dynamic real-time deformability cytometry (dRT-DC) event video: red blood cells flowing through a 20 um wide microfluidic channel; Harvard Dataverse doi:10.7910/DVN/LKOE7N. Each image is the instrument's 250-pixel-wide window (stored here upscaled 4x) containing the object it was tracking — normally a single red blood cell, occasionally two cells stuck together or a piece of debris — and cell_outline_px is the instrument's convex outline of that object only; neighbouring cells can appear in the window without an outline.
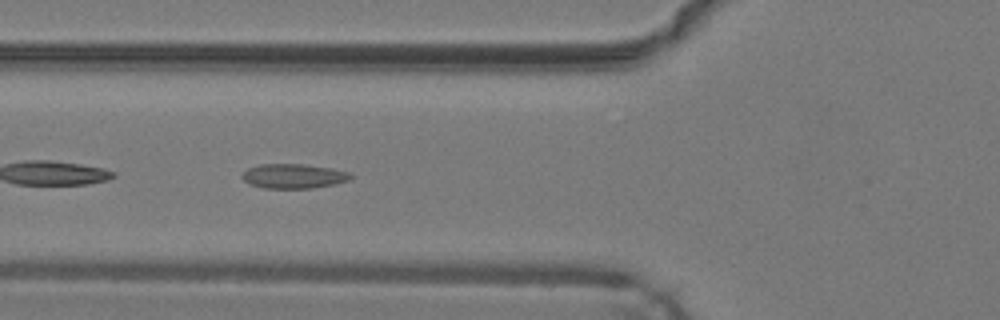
{"species": "common noctule bat (a hibernating species)", "species_latin": "Nyctalus noctula", "temperature_condition": "warm", "stored_images_in_passage": 36, "camera_frame_rate_fps": 3000, "um_per_image_px": 0.085, "animal": {"sex": "male", "body_mass_g": 19.2, "forearm_length_mm": 51.8}, "frame": {"image": 1, "passage_image": 6, "time_ms": 1.667, "image_size_px": [1000, 320], "cell_outline_px": [[352, 176], [348, 180], [336, 184], [312, 188], [264, 188], [252, 184], [244, 180], [240, 176], [248, 168], [260, 164], [304, 164], [332, 168], [348, 172]], "centroid_in_image_um": [24.95, 14.96], "position_along_channel_um": 100.8, "area_um2": 15.43}}
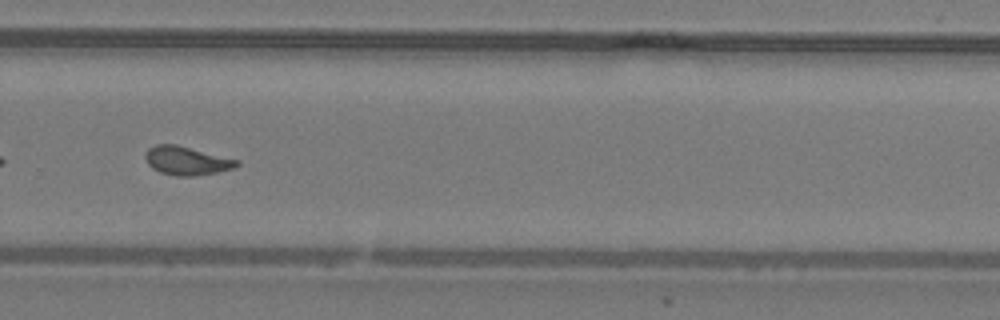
{"frame": {"image": 2, "passage_image": 21, "time_ms": 6.667, "image_size_px": [1000, 320], "cell_outline_px": [[240, 164], [232, 168], [216, 172], [192, 176], [176, 176], [160, 172], [152, 168], [148, 164], [144, 156], [148, 148], [156, 144], [176, 144], [240, 160]], "centroid_in_image_um": [15.85, 13.65], "position_along_channel_um": 314.0, "area_um2": 15.2}}
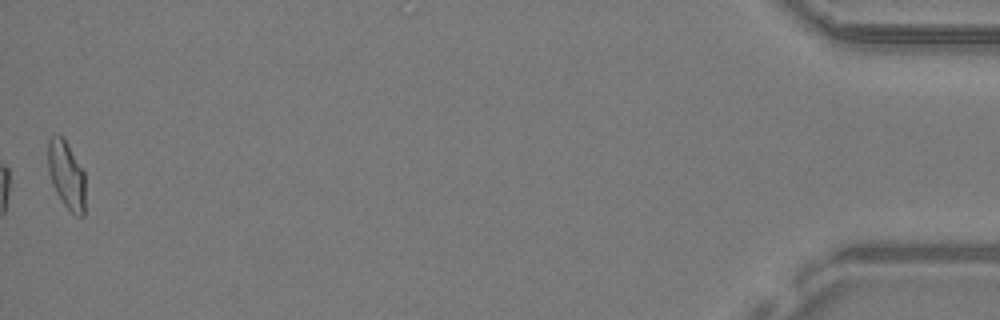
{"frame": {"image": 3, "passage_image": 36, "time_ms": 11.667, "image_size_px": [1000, 320], "cell_outline_px": [[84, 216], [76, 216], [64, 204], [56, 192], [52, 184], [48, 172], [48, 140], [52, 136], [64, 136], [84, 172]], "centroid_in_image_um": [5.64, 14.85], "position_along_channel_um": 429.6, "area_um2": 14.68}, "authors_computed_cell_mechanics": {"area_um2": 14.7968, "velocity_mm_per_s": 4.2692, "shape_relaxation_time_tau1_ms": null, "shape_relaxation_time_tau2_ms": 1.3763, "deformation_change_tau1": null, "deformation_change_tau2": 0.0635}}